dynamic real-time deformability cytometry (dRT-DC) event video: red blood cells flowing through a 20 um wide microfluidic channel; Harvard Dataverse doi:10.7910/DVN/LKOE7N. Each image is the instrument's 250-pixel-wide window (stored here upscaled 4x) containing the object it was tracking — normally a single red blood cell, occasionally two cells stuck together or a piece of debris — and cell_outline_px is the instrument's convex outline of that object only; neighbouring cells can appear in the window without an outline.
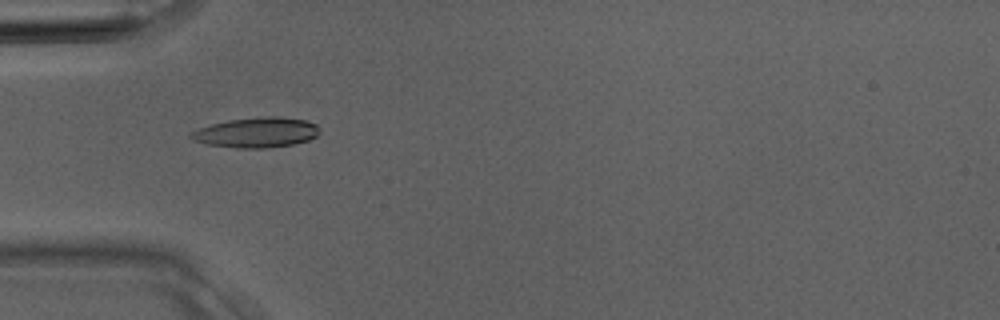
{"species": "Egyptian fruit bat (a non-hibernating species)", "species_latin": "Rousettus aegyptiacus", "temperature_condition": "room temperature", "stored_images_in_passage": 2, "camera_frame_rate_fps": 3000, "um_per_image_px": 0.085, "animal": {"sex": "male"}, "frame": {"image": 1, "passage_image": 1, "time_ms": 0.0, "image_size_px": [1000, 320], "cell_outline_px": [[320, 132], [316, 136], [308, 140], [292, 144], [264, 148], [240, 148], [208, 144], [192, 140], [188, 136], [192, 132], [200, 128], [212, 124], [228, 120], [268, 116], [276, 116], [304, 120], [316, 124], [320, 128]], "centroid_in_image_um": [21.81, 11.26], "position_along_channel_um": 63.2, "area_um2": 22.31}}